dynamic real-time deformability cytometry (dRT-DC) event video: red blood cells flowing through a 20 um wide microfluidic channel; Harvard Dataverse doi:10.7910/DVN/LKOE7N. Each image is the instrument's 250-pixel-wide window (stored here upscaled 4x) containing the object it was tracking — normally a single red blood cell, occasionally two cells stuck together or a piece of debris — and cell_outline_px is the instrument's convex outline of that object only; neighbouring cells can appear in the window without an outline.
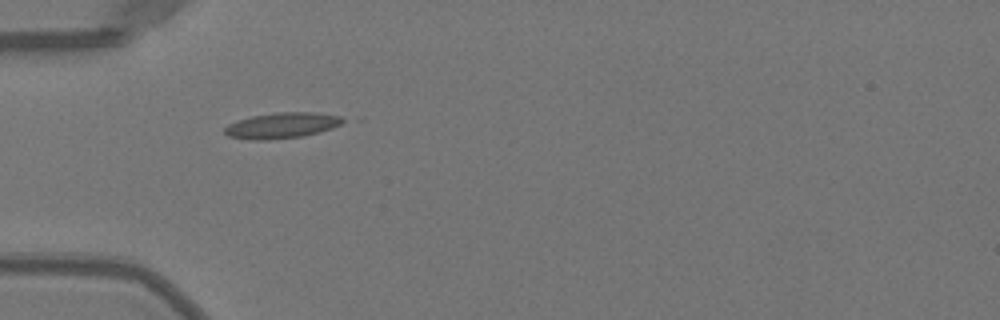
{"species": "Egyptian fruit bat (a non-hibernating species)", "species_latin": "Rousettus aegyptiacus", "temperature_condition": "warm", "stored_images_in_passage": 33, "camera_frame_rate_fps": 3000, "um_per_image_px": 0.085, "animal": {"sex": "female"}, "frame": {"image": 1, "passage_image": 1, "time_ms": 0.0, "image_size_px": [1000, 320], "cell_outline_px": [[348, 120], [332, 128], [304, 136], [268, 140], [248, 140], [228, 136], [224, 132], [224, 128], [228, 124], [236, 120], [252, 116], [276, 112], [316, 112], [340, 116]], "centroid_in_image_um": [23.95, 10.66], "position_along_channel_um": 61.1, "area_um2": 17.92}}
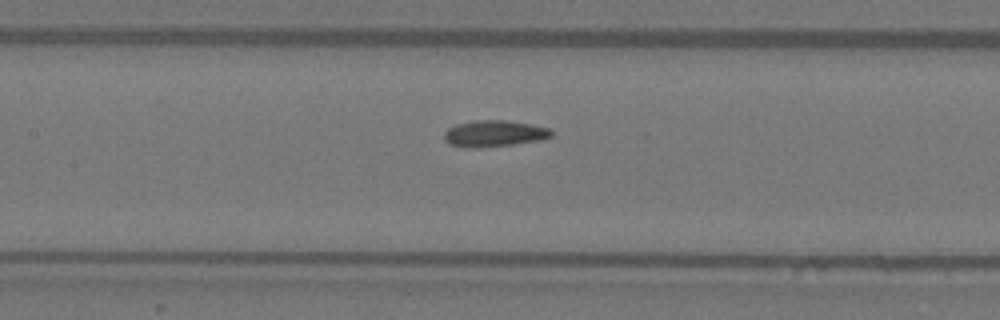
{"frame": {"image": 2, "passage_image": 9, "time_ms": 2.667, "image_size_px": [1000, 320], "cell_outline_px": [[552, 136], [544, 140], [512, 144], [476, 148], [472, 148], [448, 144], [444, 140], [444, 132], [448, 128], [456, 124], [472, 120], [504, 120], [532, 124], [548, 128], [552, 132]], "centroid_in_image_um": [41.99, 11.35], "position_along_channel_um": 165.4, "area_um2": 16.59}}
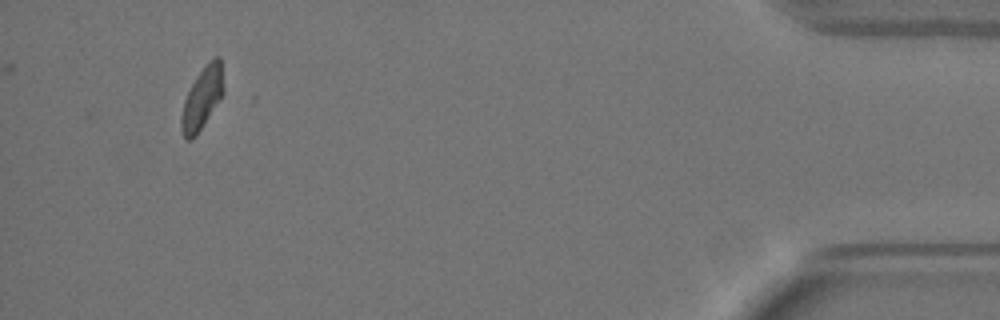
{"frame": {"image": 3, "passage_image": 33, "time_ms": 10.667, "image_size_px": [1000, 320], "cell_outline_px": [[224, 92], [196, 136], [192, 140], [184, 140], [180, 128], [180, 116], [184, 100], [196, 76], [216, 56], [220, 56], [224, 88]], "centroid_in_image_um": [17.15, 8.41], "position_along_channel_um": 418.1, "area_um2": 15.03}, "authors_computed_cell_mechanics": {"area_um2": 15.895, "velocity_mm_per_s": 4.0084, "shape_relaxation_time_tau1_ms": 4.6487, "shape_relaxation_time_tau2_ms": 2.2428, "deformation_change_tau1": 0.1696, "deformation_change_tau2": 0.0767}}